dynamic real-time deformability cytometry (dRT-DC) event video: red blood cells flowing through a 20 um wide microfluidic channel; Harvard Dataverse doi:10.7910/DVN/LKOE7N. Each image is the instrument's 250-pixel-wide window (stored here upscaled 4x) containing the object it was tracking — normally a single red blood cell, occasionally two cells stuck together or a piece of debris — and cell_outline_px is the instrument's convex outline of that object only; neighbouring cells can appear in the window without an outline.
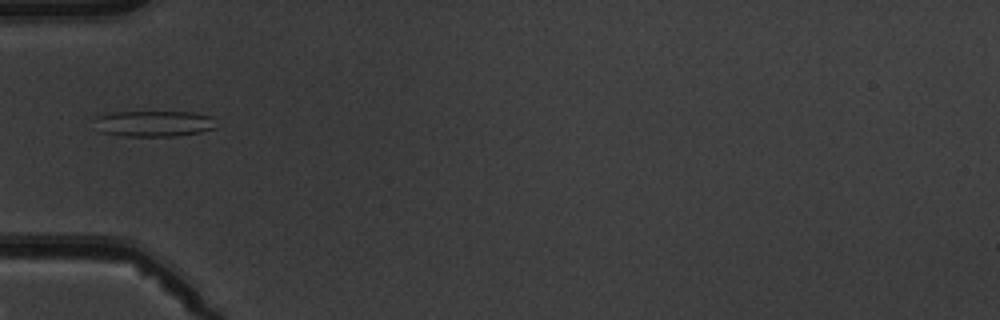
{"species": "common noctule bat (a hibernating species)", "species_latin": "Nyctalus noctula", "temperature_condition": "warm", "stored_images_in_passage": 5, "camera_frame_rate_fps": 3000, "um_per_image_px": 0.085, "animal": {"sex": "male", "body_mass_g": 19.5, "forearm_length_mm": 54.6}, "frame": {"image": 1, "passage_image": 5, "time_ms": 5.0, "image_size_px": [1000, 320], "cell_outline_px": [[216, 128], [200, 132], [176, 136], [128, 136], [100, 132], [96, 116], [112, 112], [196, 112], [212, 116]], "centroid_in_image_um": [13.14, 10.5], "position_along_channel_um": 71.9, "area_um2": 18.26}}